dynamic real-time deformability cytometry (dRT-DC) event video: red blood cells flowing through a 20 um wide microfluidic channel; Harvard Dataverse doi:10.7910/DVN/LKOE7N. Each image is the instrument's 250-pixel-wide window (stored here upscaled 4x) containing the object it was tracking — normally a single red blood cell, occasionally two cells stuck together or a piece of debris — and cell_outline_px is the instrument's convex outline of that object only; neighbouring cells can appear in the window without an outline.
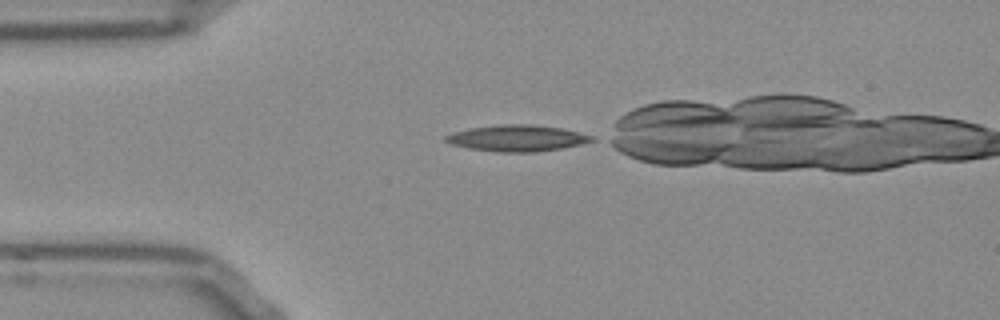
{"species": "Egyptian fruit bat (a non-hibernating species)", "species_latin": "Rousettus aegyptiacus", "temperature_condition": "room temperature", "stored_images_in_passage": 31, "camera_frame_rate_fps": 3000, "um_per_image_px": 0.085, "frame": {"image": 1, "passage_image": 1, "time_ms": 0.0, "image_size_px": [1000, 320], "cell_outline_px": [[596, 140], [580, 144], [560, 148], [536, 152], [496, 152], [468, 148], [452, 144], [444, 140], [444, 136], [468, 128], [500, 124], [532, 124], [560, 128], [596, 136]], "centroid_in_image_um": [43.96, 11.74], "position_along_channel_um": 41.0, "area_um2": 22.37}}
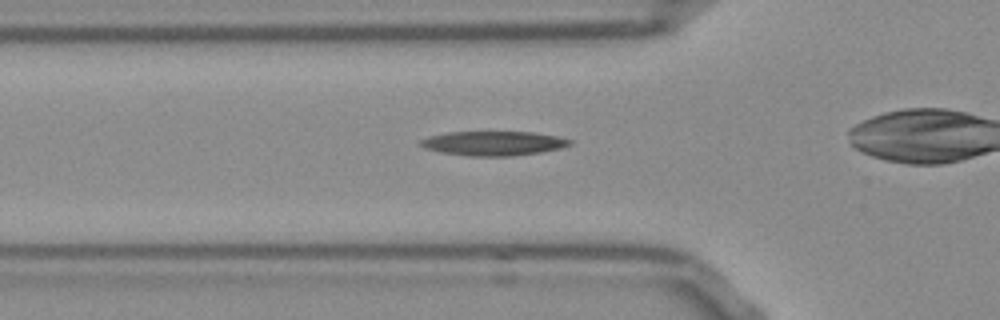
{"frame": {"image": 2, "passage_image": 6, "time_ms": 1.667, "image_size_px": [1000, 320], "cell_outline_px": [[572, 144], [560, 148], [540, 152], [512, 156], [472, 156], [444, 152], [428, 148], [420, 144], [420, 140], [428, 136], [448, 132], [532, 132], [556, 136], [572, 140]], "centroid_in_image_um": [41.98, 12.17], "position_along_channel_um": 83.8, "area_um2": 20.87}}
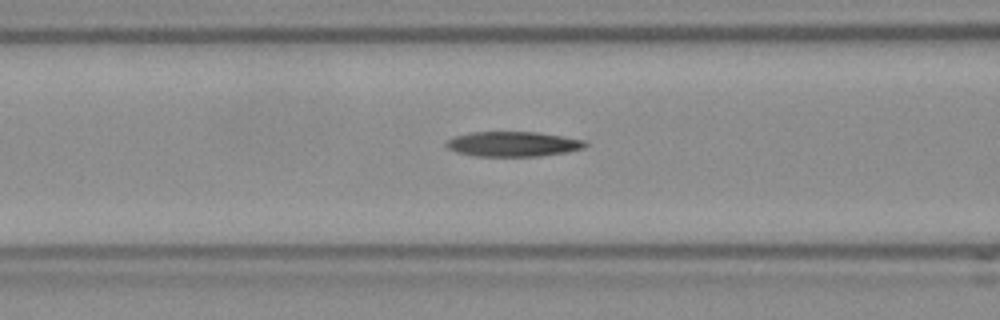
{"frame": {"image": 3, "passage_image": 9, "time_ms": 2.667, "image_size_px": [1000, 320], "cell_outline_px": [[588, 144], [584, 148], [564, 152], [540, 156], [472, 156], [456, 152], [448, 148], [444, 144], [448, 140], [456, 136], [472, 132], [536, 132], [564, 136], [584, 140]], "centroid_in_image_um": [43.6, 12.24], "position_along_channel_um": 123.0, "area_um2": 20.17}}